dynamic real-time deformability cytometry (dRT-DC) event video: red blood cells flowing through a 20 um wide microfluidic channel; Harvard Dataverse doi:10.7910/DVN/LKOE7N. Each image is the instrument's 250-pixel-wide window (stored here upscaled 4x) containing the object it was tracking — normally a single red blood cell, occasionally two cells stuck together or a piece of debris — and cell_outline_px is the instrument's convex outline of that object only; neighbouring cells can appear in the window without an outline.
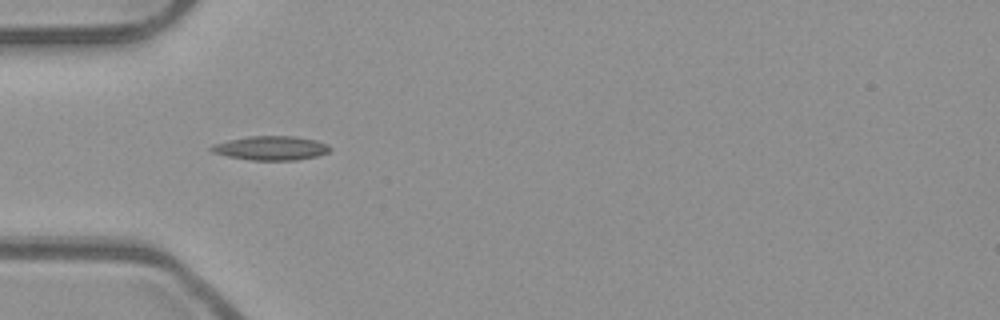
{"species": "common noctule bat (a hibernating species)", "species_latin": "Nyctalus noctula", "temperature_condition": "room temperature", "stored_images_in_passage": 36, "camera_frame_rate_fps": 3000, "um_per_image_px": 0.085, "animal": {"sex": "male", "body_mass_g": 23.1, "forearm_length_mm": 52.7}, "frame": {"image": 1, "passage_image": 4, "time_ms": 1.0, "image_size_px": [1000, 320], "cell_outline_px": [[332, 148], [328, 152], [316, 156], [296, 160], [252, 160], [228, 156], [212, 152], [208, 148], [212, 144], [228, 140], [248, 136], [292, 136], [316, 140], [328, 144]], "centroid_in_image_um": [23.02, 12.58], "position_along_channel_um": 62.0, "area_um2": 16.65}}
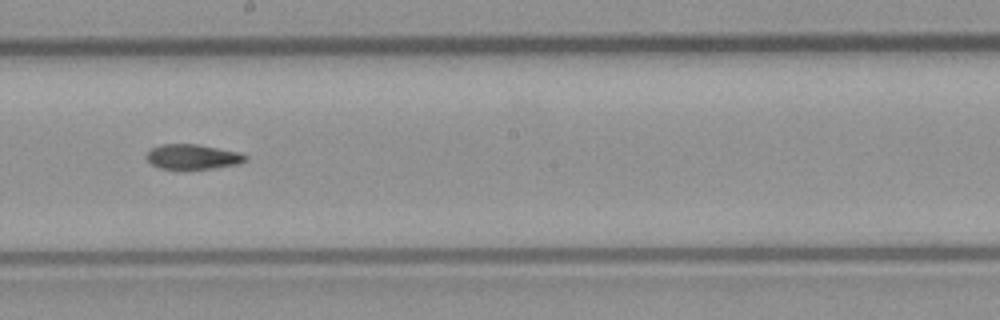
{"frame": {"image": 2, "passage_image": 17, "time_ms": 5.333, "image_size_px": [1000, 320], "cell_outline_px": [[248, 160], [236, 164], [212, 168], [180, 172], [160, 168], [152, 164], [144, 156], [152, 148], [160, 144], [196, 144], [240, 152], [248, 156]], "centroid_in_image_um": [16.35, 13.36], "position_along_channel_um": 231.9, "area_um2": 14.91}}
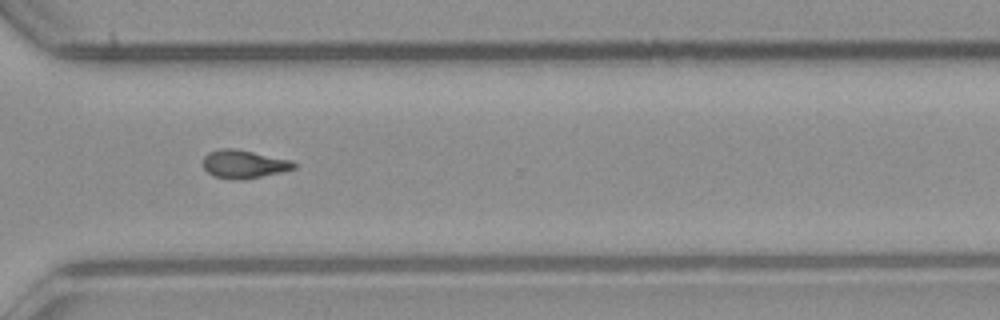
{"frame": {"image": 3, "passage_image": 26, "time_ms": 8.333, "image_size_px": [1000, 320], "cell_outline_px": [[296, 168], [280, 172], [244, 180], [232, 180], [212, 176], [204, 168], [204, 156], [208, 152], [220, 148], [232, 148], [292, 160], [296, 164]], "centroid_in_image_um": [20.71, 13.96], "position_along_channel_um": 349.9, "area_um2": 14.97}, "authors_computed_cell_mechanics": {"area_um2": 14.8546, "velocity_mm_per_s": 3.948, "shape_relaxation_time_tau1_ms": null, "shape_relaxation_time_tau2_ms": 4.0677, "deformation_change_tau1": null, "deformation_change_tau2": 0.123}}